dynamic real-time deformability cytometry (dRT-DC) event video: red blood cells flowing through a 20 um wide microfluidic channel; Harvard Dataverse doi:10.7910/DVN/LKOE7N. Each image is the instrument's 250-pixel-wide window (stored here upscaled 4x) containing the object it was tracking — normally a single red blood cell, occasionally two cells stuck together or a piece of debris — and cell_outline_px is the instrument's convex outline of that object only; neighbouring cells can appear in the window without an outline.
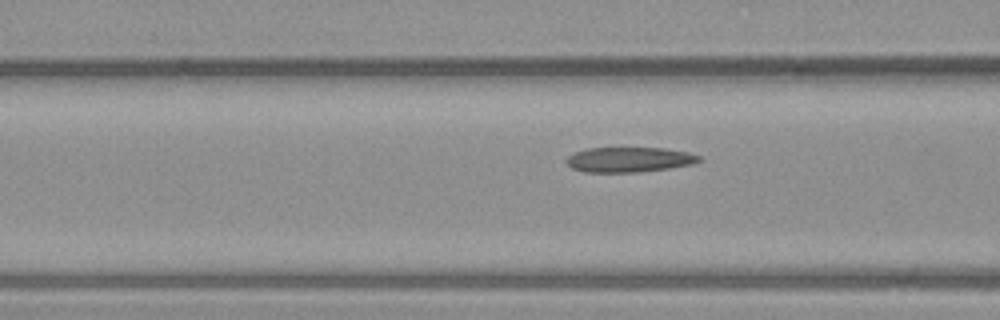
{"species": "common noctule bat (a hibernating species)", "species_latin": "Nyctalus noctula", "temperature_condition": "warm", "stored_images_in_passage": 21, "camera_frame_rate_fps": 3000, "um_per_image_px": 0.085, "animal": {"sex": "male", "body_mass_g": 23.1, "forearm_length_mm": 52.7}, "frame": {"image": 1, "passage_image": 18, "time_ms": 5.667, "image_size_px": [1000, 320], "cell_outline_px": [[704, 160], [692, 164], [668, 168], [640, 172], [584, 172], [572, 168], [564, 160], [568, 156], [576, 152], [588, 148], [664, 148], [688, 152], [700, 156]], "centroid_in_image_um": [53.49, 13.57], "position_along_channel_um": 113.1, "area_um2": 19.36}}